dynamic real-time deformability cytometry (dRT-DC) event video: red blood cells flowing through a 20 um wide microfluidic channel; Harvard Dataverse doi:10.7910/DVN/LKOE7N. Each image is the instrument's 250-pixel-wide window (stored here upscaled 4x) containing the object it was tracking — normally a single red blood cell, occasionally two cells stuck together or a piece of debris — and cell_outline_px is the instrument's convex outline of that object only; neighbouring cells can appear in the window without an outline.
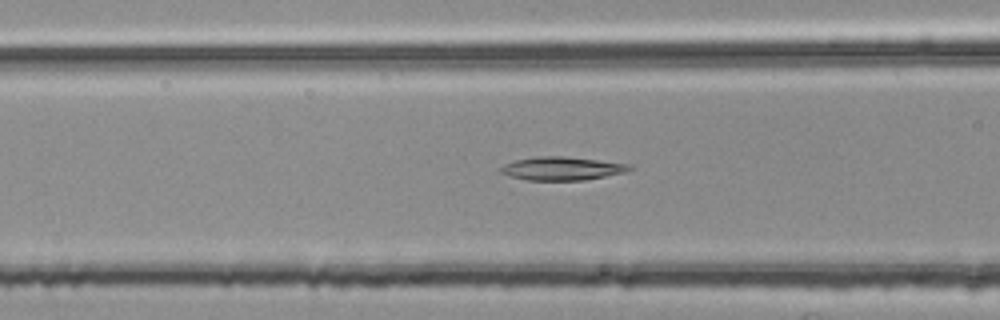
{"species": "common noctule bat (a hibernating species)", "species_latin": "Nyctalus noctula", "temperature_condition": "room temperature", "stored_images_in_passage": 54, "segment_of_instrument_passage": [2, 2], "camera_frame_rate_fps": 3000, "um_per_image_px": 0.085, "animal": {"sex": "female", "body_mass_g": 25.1}, "frame": {"image": 1, "passage_image": 21, "time_ms": 6.667, "image_size_px": [1000, 320], "cell_outline_px": [[632, 168], [624, 172], [584, 180], [528, 180], [512, 176], [500, 172], [496, 168], [504, 164], [516, 160], [536, 156], [564, 156], [632, 164]], "centroid_in_image_um": [47.73, 14.31], "position_along_channel_um": 118.9, "area_um2": 17.46}}
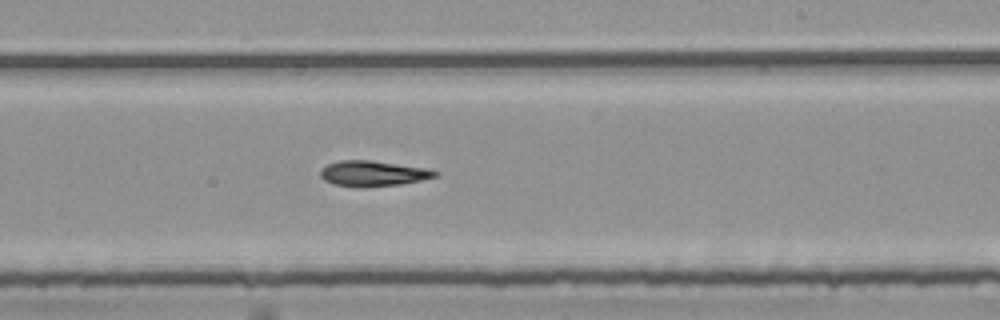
{"frame": {"image": 2, "passage_image": 32, "time_ms": 10.333, "image_size_px": [1000, 320], "cell_outline_px": [[440, 172], [436, 176], [420, 180], [400, 184], [360, 188], [336, 184], [324, 180], [320, 176], [320, 168], [328, 164], [340, 160], [372, 160], [428, 168]], "centroid_in_image_um": [31.7, 14.74], "position_along_channel_um": 257.3, "area_um2": 17.11}}
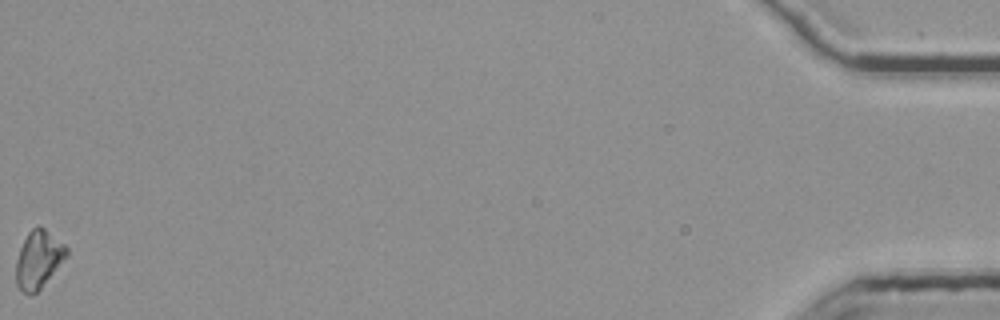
{"frame": {"image": 3, "passage_image": 54, "time_ms": 17.667, "image_size_px": [1000, 320], "cell_outline_px": [[68, 256], [40, 288], [32, 296], [24, 292], [16, 284], [16, 260], [20, 248], [28, 232], [32, 228], [40, 224], [64, 244], [68, 248]], "centroid_in_image_um": [3.28, 22.03], "position_along_channel_um": 431.9, "area_um2": 16.94}}